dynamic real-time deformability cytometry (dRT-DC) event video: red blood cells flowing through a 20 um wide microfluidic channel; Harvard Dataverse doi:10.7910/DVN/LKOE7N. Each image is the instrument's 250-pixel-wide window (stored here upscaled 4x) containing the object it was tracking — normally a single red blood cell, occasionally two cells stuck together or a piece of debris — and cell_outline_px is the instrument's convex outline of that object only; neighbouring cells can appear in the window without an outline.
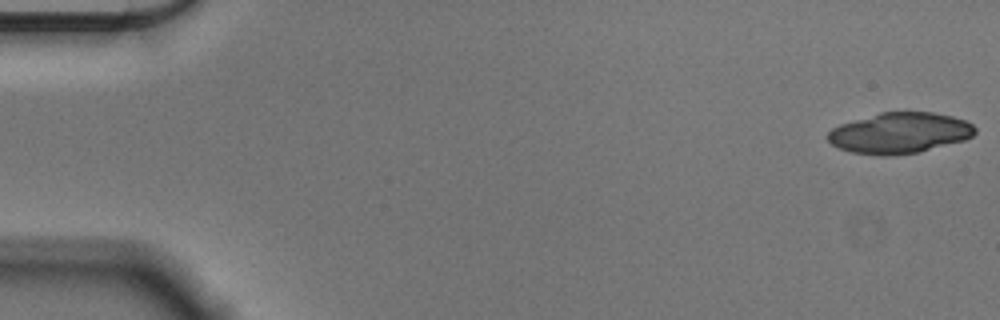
{"species": "Egyptian fruit bat (a non-hibernating species)", "species_latin": "Rousettus aegyptiacus", "temperature_condition": "cold", "stored_images_in_passage": 50, "segment_of_instrument_passage": [1, 2], "camera_frame_rate_fps": 3000, "um_per_image_px": 0.085, "animal": {"sex": "male"}, "frame": {"image": 1, "passage_image": 1, "time_ms": 0.0, "image_size_px": [1000, 320], "cell_outline_px": [[976, 132], [972, 136], [964, 140], [916, 152], [888, 156], [884, 156], [852, 152], [840, 148], [832, 144], [824, 136], [832, 128], [840, 124], [880, 112], [932, 112], [952, 116], [964, 120], [972, 124], [976, 128]], "centroid_in_image_um": [76.44, 11.29], "position_along_channel_um": 8.6, "area_um2": 34.8}}